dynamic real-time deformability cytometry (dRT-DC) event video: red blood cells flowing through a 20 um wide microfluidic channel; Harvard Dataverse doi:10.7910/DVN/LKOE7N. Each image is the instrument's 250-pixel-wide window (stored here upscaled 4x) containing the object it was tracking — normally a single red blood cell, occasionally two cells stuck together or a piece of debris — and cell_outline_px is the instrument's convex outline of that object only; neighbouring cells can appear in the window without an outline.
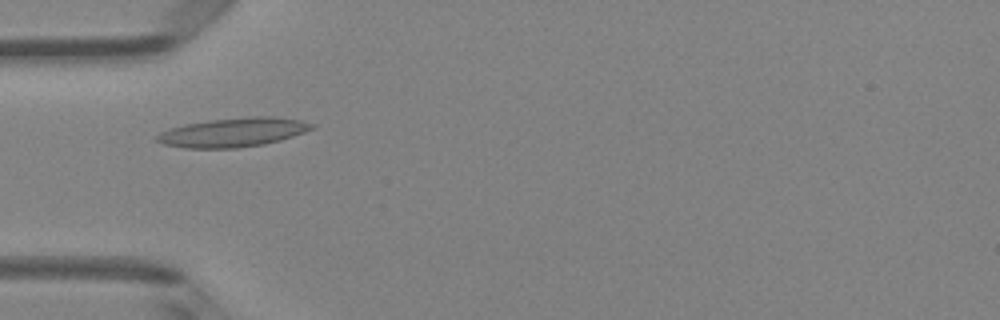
{"species": "Egyptian fruit bat (a non-hibernating species)", "species_latin": "Rousettus aegyptiacus", "temperature_condition": "room temperature", "stored_images_in_passage": 5, "camera_frame_rate_fps": 3000, "um_per_image_px": 0.085, "animal": {"sex": "female"}, "frame": {"image": 1, "passage_image": 5, "time_ms": 4.667, "image_size_px": [1000, 320], "cell_outline_px": [[316, 128], [280, 140], [264, 144], [236, 148], [184, 148], [164, 144], [156, 140], [156, 136], [160, 132], [184, 124], [208, 120], [252, 116], [276, 116], [300, 120], [316, 124]], "centroid_in_image_um": [19.85, 11.24], "position_along_channel_um": 65.1, "area_um2": 26.3}}